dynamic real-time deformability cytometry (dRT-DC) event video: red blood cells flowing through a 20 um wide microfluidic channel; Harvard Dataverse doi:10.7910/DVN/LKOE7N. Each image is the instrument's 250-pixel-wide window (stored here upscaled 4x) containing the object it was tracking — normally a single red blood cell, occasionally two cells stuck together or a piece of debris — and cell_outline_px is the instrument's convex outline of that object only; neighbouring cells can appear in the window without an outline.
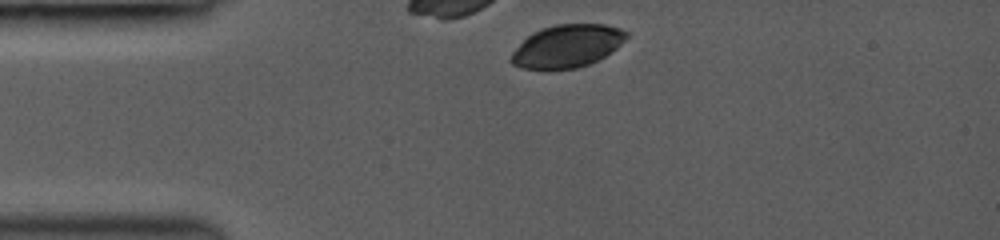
{"species": "common noctule bat (a hibernating species)", "species_latin": "Nyctalus noctula", "temperature_condition": "room temperature", "stored_images_in_passage": 2, "camera_frame_rate_fps": 3000, "um_per_image_px": 0.085, "animal": {"sex": "female", "body_mass_g": 19.0, "forearm_length_mm": 53.3}, "frame": {"image": 1, "passage_image": 1, "time_ms": 0.0, "image_size_px": [1000, 240], "cell_outline_px": [[628, 36], [616, 48], [604, 56], [588, 64], [576, 68], [548, 72], [520, 68], [512, 64], [508, 60], [512, 52], [532, 32], [540, 28], [556, 24], [604, 24], [620, 28], [628, 32]], "centroid_in_image_um": [48.14, 3.95], "position_along_channel_um": 36.9, "area_um2": 29.25}}